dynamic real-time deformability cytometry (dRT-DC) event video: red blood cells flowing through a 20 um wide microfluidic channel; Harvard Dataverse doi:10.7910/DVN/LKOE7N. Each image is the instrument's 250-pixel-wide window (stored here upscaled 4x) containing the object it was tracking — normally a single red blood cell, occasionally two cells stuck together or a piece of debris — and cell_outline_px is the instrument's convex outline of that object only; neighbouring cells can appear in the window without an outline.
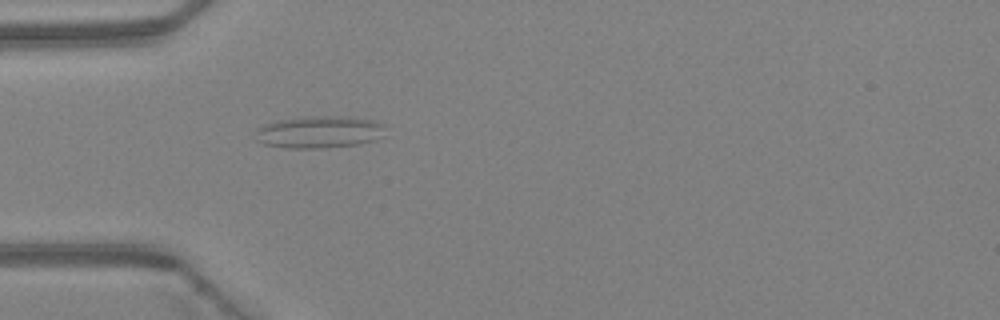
{"species": "Egyptian fruit bat (a non-hibernating species)", "species_latin": "Rousettus aegyptiacus", "temperature_condition": "warm", "stored_images_in_passage": 1, "camera_frame_rate_fps": 3000, "um_per_image_px": 0.085, "animal": {"sex": "female"}, "frame": {"image": 1, "passage_image": 1, "time_ms": 0.0, "image_size_px": [1000, 320], "cell_outline_px": [[384, 124], [380, 136], [376, 140], [360, 144], [324, 148], [284, 148], [264, 144], [256, 140], [256, 128], [264, 124], [276, 120], [332, 116], [348, 116], [372, 120]], "centroid_in_image_um": [27.11, 11.24], "position_along_channel_um": 57.9, "area_um2": 24.16}}